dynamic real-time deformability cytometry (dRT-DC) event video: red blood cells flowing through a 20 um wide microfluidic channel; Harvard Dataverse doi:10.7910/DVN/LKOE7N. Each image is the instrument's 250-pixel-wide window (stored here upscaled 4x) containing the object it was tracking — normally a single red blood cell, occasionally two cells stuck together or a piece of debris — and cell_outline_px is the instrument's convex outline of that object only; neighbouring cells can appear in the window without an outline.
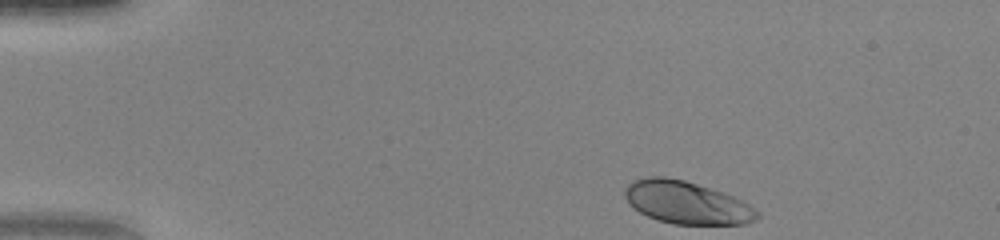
{"species": "human", "species_latin": "Homo sapiens", "temperature_condition": "warm", "stored_images_in_passage": 43, "camera_frame_rate_fps": 3000, "um_per_image_px": 0.085, "donor": {"sex": "female"}, "frame": {"image": 1, "passage_image": 1, "time_ms": 0.0, "image_size_px": [1000, 240], "cell_outline_px": [[760, 216], [756, 220], [744, 224], [672, 224], [648, 216], [640, 212], [624, 196], [624, 188], [632, 180], [648, 176], [664, 176], [684, 180], [724, 192], [748, 204], [760, 212]], "centroid_in_image_um": [58.37, 17.21], "position_along_channel_um": 26.6, "area_um2": 32.77}}
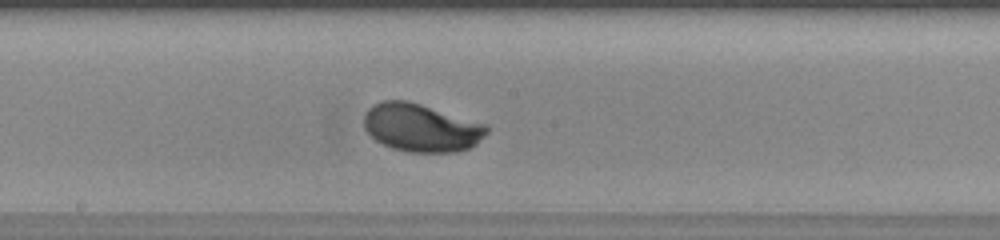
{"frame": {"image": 2, "passage_image": 21, "time_ms": 6.667, "image_size_px": [1000, 240], "cell_outline_px": [[488, 132], [472, 148], [456, 152], [408, 152], [392, 148], [376, 140], [364, 128], [364, 112], [372, 104], [384, 100], [408, 100], [488, 124]], "centroid_in_image_um": [35.82, 10.85], "position_along_channel_um": 212.4, "area_um2": 34.68}}
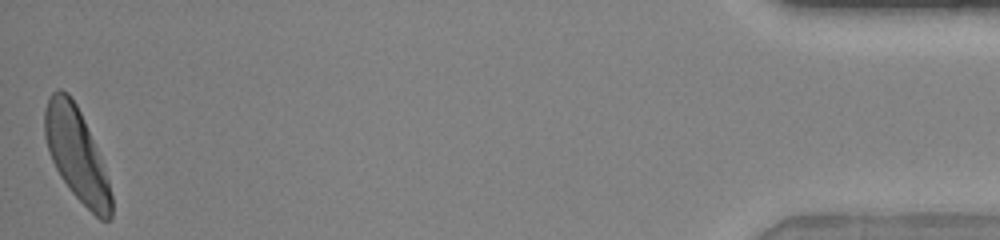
{"frame": {"image": 3, "passage_image": 43, "time_ms": 14.0, "image_size_px": [1000, 240], "cell_outline_px": [[112, 216], [108, 220], [100, 220], [68, 188], [60, 176], [48, 152], [44, 136], [44, 108], [48, 96], [56, 88], [60, 88], [68, 92], [76, 104], [84, 120], [108, 180], [112, 196]], "centroid_in_image_um": [6.46, 13.08], "position_along_channel_um": 428.7, "area_um2": 35.49}, "authors_computed_cell_mechanics": {"area_um2": 34.0442, "velocity_mm_per_s": 4.1041, "shape_relaxation_time_tau1_ms": 1.9179, "shape_relaxation_time_tau2_ms": null, "deformation_change_tau1": 0.1525, "deformation_change_tau2": null}}